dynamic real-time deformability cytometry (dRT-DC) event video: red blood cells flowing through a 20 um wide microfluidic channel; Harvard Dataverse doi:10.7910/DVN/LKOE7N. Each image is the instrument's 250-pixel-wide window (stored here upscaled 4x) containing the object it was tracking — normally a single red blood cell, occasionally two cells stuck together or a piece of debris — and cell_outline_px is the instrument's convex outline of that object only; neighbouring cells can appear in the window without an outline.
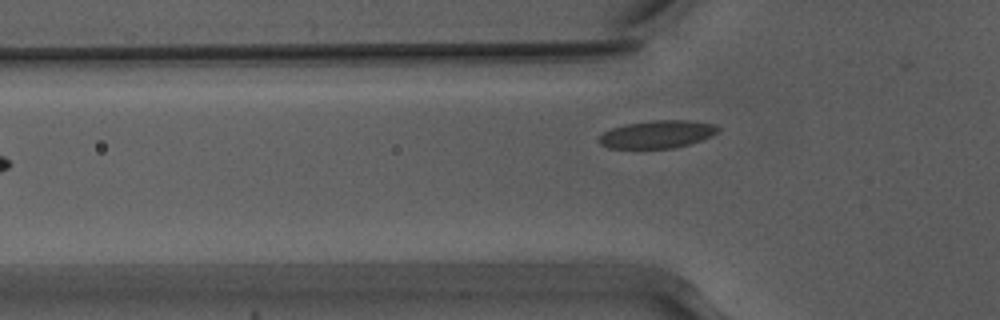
{"species": "Egyptian fruit bat (a non-hibernating species)", "species_latin": "Rousettus aegyptiacus", "temperature_condition": "warm", "stored_images_in_passage": 33, "camera_frame_rate_fps": 3000, "um_per_image_px": 0.085, "animal": {"sex": "male"}, "frame": {"image": 1, "passage_image": 3, "time_ms": 0.667, "image_size_px": [1000, 320], "cell_outline_px": [[720, 128], [712, 136], [688, 144], [672, 148], [608, 148], [600, 144], [600, 136], [604, 132], [612, 128], [624, 124], [652, 120], [688, 120], [716, 124]], "centroid_in_image_um": [55.87, 11.4], "position_along_channel_um": 69.9, "area_um2": 19.13}}
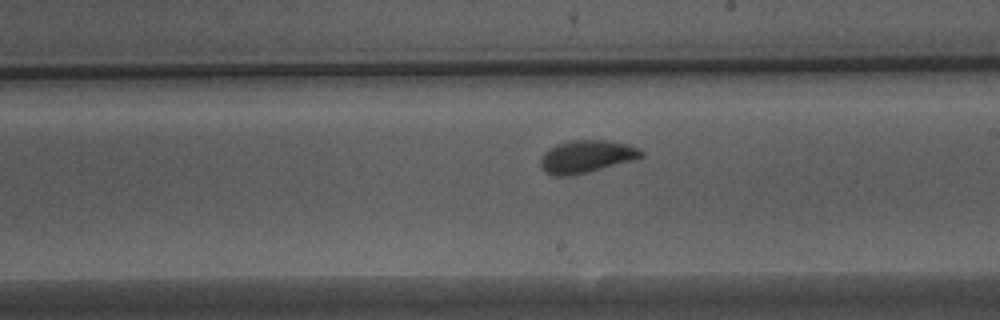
{"frame": {"image": 2, "passage_image": 16, "time_ms": 5.0, "image_size_px": [1000, 320], "cell_outline_px": [[644, 156], [636, 160], [572, 176], [552, 176], [544, 172], [540, 164], [540, 160], [544, 152], [556, 144], [568, 140], [608, 140], [628, 144], [644, 152]], "centroid_in_image_um": [49.84, 13.31], "position_along_channel_um": 239.2, "area_um2": 19.42}}
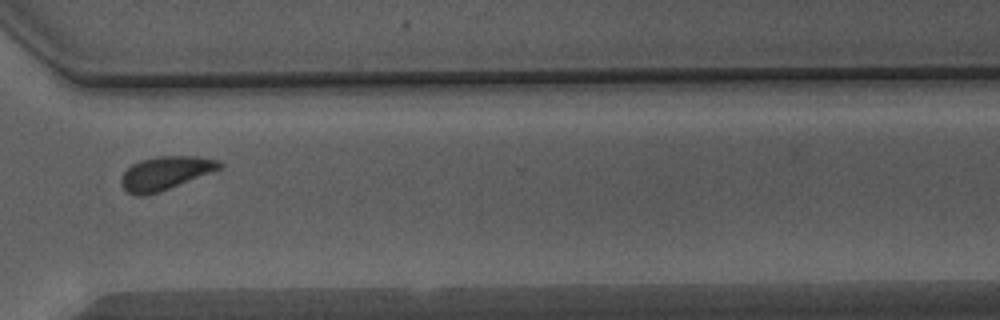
{"frame": {"image": 3, "passage_image": 25, "time_ms": 8.0, "image_size_px": [1000, 320], "cell_outline_px": [[224, 168], [160, 192], [144, 196], [136, 196], [128, 192], [120, 184], [120, 180], [124, 172], [132, 164], [140, 160], [156, 156], [196, 156], [220, 160], [224, 164]], "centroid_in_image_um": [14.1, 14.71], "position_along_channel_um": 356.5, "area_um2": 19.48}, "authors_computed_cell_mechanics": {"area_um2": 19.2474, "velocity_mm_per_s": 3.8994, "shape_relaxation_time_tau1_ms": 2.1381, "shape_relaxation_time_tau2_ms": null, "deformation_change_tau1": 0.0805, "deformation_change_tau2": null}}